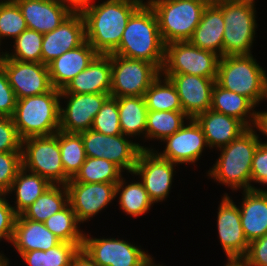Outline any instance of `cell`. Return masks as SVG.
Segmentation results:
<instances>
[{
  "instance_id": "681fc988",
  "label": "cell",
  "mask_w": 267,
  "mask_h": 266,
  "mask_svg": "<svg viewBox=\"0 0 267 266\" xmlns=\"http://www.w3.org/2000/svg\"><path fill=\"white\" fill-rule=\"evenodd\" d=\"M252 128L258 130L262 135L267 136V111H255V120ZM267 144V141L265 142Z\"/></svg>"
},
{
  "instance_id": "db71d44e",
  "label": "cell",
  "mask_w": 267,
  "mask_h": 266,
  "mask_svg": "<svg viewBox=\"0 0 267 266\" xmlns=\"http://www.w3.org/2000/svg\"><path fill=\"white\" fill-rule=\"evenodd\" d=\"M2 253H0V266H9V259Z\"/></svg>"
},
{
  "instance_id": "2e32d148",
  "label": "cell",
  "mask_w": 267,
  "mask_h": 266,
  "mask_svg": "<svg viewBox=\"0 0 267 266\" xmlns=\"http://www.w3.org/2000/svg\"><path fill=\"white\" fill-rule=\"evenodd\" d=\"M110 94L60 93V99L67 100L63 108L60 104V131L66 133H81L91 129L94 117L102 108Z\"/></svg>"
},
{
  "instance_id": "f546056e",
  "label": "cell",
  "mask_w": 267,
  "mask_h": 266,
  "mask_svg": "<svg viewBox=\"0 0 267 266\" xmlns=\"http://www.w3.org/2000/svg\"><path fill=\"white\" fill-rule=\"evenodd\" d=\"M120 128L123 135L145 139L148 109L143 96L118 98Z\"/></svg>"
},
{
  "instance_id": "52a82bcc",
  "label": "cell",
  "mask_w": 267,
  "mask_h": 266,
  "mask_svg": "<svg viewBox=\"0 0 267 266\" xmlns=\"http://www.w3.org/2000/svg\"><path fill=\"white\" fill-rule=\"evenodd\" d=\"M255 0H224L218 6L224 19L223 56L251 55L256 37Z\"/></svg>"
},
{
  "instance_id": "8992f818",
  "label": "cell",
  "mask_w": 267,
  "mask_h": 266,
  "mask_svg": "<svg viewBox=\"0 0 267 266\" xmlns=\"http://www.w3.org/2000/svg\"><path fill=\"white\" fill-rule=\"evenodd\" d=\"M154 10L163 42L189 41L206 8L196 0H148Z\"/></svg>"
},
{
  "instance_id": "1f68e13d",
  "label": "cell",
  "mask_w": 267,
  "mask_h": 266,
  "mask_svg": "<svg viewBox=\"0 0 267 266\" xmlns=\"http://www.w3.org/2000/svg\"><path fill=\"white\" fill-rule=\"evenodd\" d=\"M68 204L66 185H51L22 215L26 219L44 222Z\"/></svg>"
},
{
  "instance_id": "7c38bea8",
  "label": "cell",
  "mask_w": 267,
  "mask_h": 266,
  "mask_svg": "<svg viewBox=\"0 0 267 266\" xmlns=\"http://www.w3.org/2000/svg\"><path fill=\"white\" fill-rule=\"evenodd\" d=\"M81 249L98 266H149L154 261L141 247L118 238H94L84 233Z\"/></svg>"
},
{
  "instance_id": "4dcf8cb0",
  "label": "cell",
  "mask_w": 267,
  "mask_h": 266,
  "mask_svg": "<svg viewBox=\"0 0 267 266\" xmlns=\"http://www.w3.org/2000/svg\"><path fill=\"white\" fill-rule=\"evenodd\" d=\"M122 176L116 183L115 197L119 196L121 210L134 218L142 216L154 203L149 198L141 181L126 182ZM128 183V184H127ZM127 184V185H126ZM119 194V195H118Z\"/></svg>"
},
{
  "instance_id": "ee69618b",
  "label": "cell",
  "mask_w": 267,
  "mask_h": 266,
  "mask_svg": "<svg viewBox=\"0 0 267 266\" xmlns=\"http://www.w3.org/2000/svg\"><path fill=\"white\" fill-rule=\"evenodd\" d=\"M7 192H0V241L5 239L11 242L17 214L6 199Z\"/></svg>"
},
{
  "instance_id": "7402d4cb",
  "label": "cell",
  "mask_w": 267,
  "mask_h": 266,
  "mask_svg": "<svg viewBox=\"0 0 267 266\" xmlns=\"http://www.w3.org/2000/svg\"><path fill=\"white\" fill-rule=\"evenodd\" d=\"M27 27L45 34L57 28L72 13L57 0H14Z\"/></svg>"
},
{
  "instance_id": "6da1fadb",
  "label": "cell",
  "mask_w": 267,
  "mask_h": 266,
  "mask_svg": "<svg viewBox=\"0 0 267 266\" xmlns=\"http://www.w3.org/2000/svg\"><path fill=\"white\" fill-rule=\"evenodd\" d=\"M144 0H106L83 13L86 41L98 54H111L122 39L131 15Z\"/></svg>"
},
{
  "instance_id": "e0dca14e",
  "label": "cell",
  "mask_w": 267,
  "mask_h": 266,
  "mask_svg": "<svg viewBox=\"0 0 267 266\" xmlns=\"http://www.w3.org/2000/svg\"><path fill=\"white\" fill-rule=\"evenodd\" d=\"M217 228L222 249L227 260L243 259L248 251L247 241L242 224L239 206L224 193L217 212Z\"/></svg>"
},
{
  "instance_id": "60d3db41",
  "label": "cell",
  "mask_w": 267,
  "mask_h": 266,
  "mask_svg": "<svg viewBox=\"0 0 267 266\" xmlns=\"http://www.w3.org/2000/svg\"><path fill=\"white\" fill-rule=\"evenodd\" d=\"M91 129L111 136L122 134L119 120L118 98L109 97L104 102L102 108L94 117Z\"/></svg>"
},
{
  "instance_id": "9a60e30c",
  "label": "cell",
  "mask_w": 267,
  "mask_h": 266,
  "mask_svg": "<svg viewBox=\"0 0 267 266\" xmlns=\"http://www.w3.org/2000/svg\"><path fill=\"white\" fill-rule=\"evenodd\" d=\"M68 203L78 222L90 221L114 200L116 183H81L73 178L66 184Z\"/></svg>"
},
{
  "instance_id": "f5cc1de1",
  "label": "cell",
  "mask_w": 267,
  "mask_h": 266,
  "mask_svg": "<svg viewBox=\"0 0 267 266\" xmlns=\"http://www.w3.org/2000/svg\"><path fill=\"white\" fill-rule=\"evenodd\" d=\"M196 1L202 3L205 6H214V5H219L224 0H196Z\"/></svg>"
},
{
  "instance_id": "5b68a950",
  "label": "cell",
  "mask_w": 267,
  "mask_h": 266,
  "mask_svg": "<svg viewBox=\"0 0 267 266\" xmlns=\"http://www.w3.org/2000/svg\"><path fill=\"white\" fill-rule=\"evenodd\" d=\"M60 90L17 99L13 121L23 140L33 136H49L60 128Z\"/></svg>"
},
{
  "instance_id": "11a10c76",
  "label": "cell",
  "mask_w": 267,
  "mask_h": 266,
  "mask_svg": "<svg viewBox=\"0 0 267 266\" xmlns=\"http://www.w3.org/2000/svg\"><path fill=\"white\" fill-rule=\"evenodd\" d=\"M149 266H163V265L160 264L156 265V263L153 261Z\"/></svg>"
},
{
  "instance_id": "d590c367",
  "label": "cell",
  "mask_w": 267,
  "mask_h": 266,
  "mask_svg": "<svg viewBox=\"0 0 267 266\" xmlns=\"http://www.w3.org/2000/svg\"><path fill=\"white\" fill-rule=\"evenodd\" d=\"M122 172L117 165L109 160L86 157L73 179L81 183H117L123 176Z\"/></svg>"
},
{
  "instance_id": "ac0fdd59",
  "label": "cell",
  "mask_w": 267,
  "mask_h": 266,
  "mask_svg": "<svg viewBox=\"0 0 267 266\" xmlns=\"http://www.w3.org/2000/svg\"><path fill=\"white\" fill-rule=\"evenodd\" d=\"M177 132L165 138V150L159 156L175 164L195 163L202 156L204 147H208L205 135L194 118H189Z\"/></svg>"
},
{
  "instance_id": "f1b7e54d",
  "label": "cell",
  "mask_w": 267,
  "mask_h": 266,
  "mask_svg": "<svg viewBox=\"0 0 267 266\" xmlns=\"http://www.w3.org/2000/svg\"><path fill=\"white\" fill-rule=\"evenodd\" d=\"M51 185L47 179L22 167L7 192L8 194L14 192L16 205L12 207L15 213L21 215Z\"/></svg>"
},
{
  "instance_id": "ba28073f",
  "label": "cell",
  "mask_w": 267,
  "mask_h": 266,
  "mask_svg": "<svg viewBox=\"0 0 267 266\" xmlns=\"http://www.w3.org/2000/svg\"><path fill=\"white\" fill-rule=\"evenodd\" d=\"M22 167L47 179L52 185H66L59 147V131L49 136H33L22 140Z\"/></svg>"
},
{
  "instance_id": "f907efd6",
  "label": "cell",
  "mask_w": 267,
  "mask_h": 266,
  "mask_svg": "<svg viewBox=\"0 0 267 266\" xmlns=\"http://www.w3.org/2000/svg\"><path fill=\"white\" fill-rule=\"evenodd\" d=\"M69 266H98L82 249L73 257Z\"/></svg>"
},
{
  "instance_id": "8d00e7d4",
  "label": "cell",
  "mask_w": 267,
  "mask_h": 266,
  "mask_svg": "<svg viewBox=\"0 0 267 266\" xmlns=\"http://www.w3.org/2000/svg\"><path fill=\"white\" fill-rule=\"evenodd\" d=\"M81 248L77 244L61 242L47 250H33L20 256L29 266H69Z\"/></svg>"
},
{
  "instance_id": "83f0119b",
  "label": "cell",
  "mask_w": 267,
  "mask_h": 266,
  "mask_svg": "<svg viewBox=\"0 0 267 266\" xmlns=\"http://www.w3.org/2000/svg\"><path fill=\"white\" fill-rule=\"evenodd\" d=\"M256 106L245 96L224 89L215 83L212 90L211 110L240 120L247 128L255 120Z\"/></svg>"
},
{
  "instance_id": "d6a6232c",
  "label": "cell",
  "mask_w": 267,
  "mask_h": 266,
  "mask_svg": "<svg viewBox=\"0 0 267 266\" xmlns=\"http://www.w3.org/2000/svg\"><path fill=\"white\" fill-rule=\"evenodd\" d=\"M143 97L148 111H183L175 85L162 74L150 85Z\"/></svg>"
},
{
  "instance_id": "ab89813d",
  "label": "cell",
  "mask_w": 267,
  "mask_h": 266,
  "mask_svg": "<svg viewBox=\"0 0 267 266\" xmlns=\"http://www.w3.org/2000/svg\"><path fill=\"white\" fill-rule=\"evenodd\" d=\"M27 24L23 17L20 7L14 0L0 1V46L1 40L18 37L24 30Z\"/></svg>"
},
{
  "instance_id": "f35d334b",
  "label": "cell",
  "mask_w": 267,
  "mask_h": 266,
  "mask_svg": "<svg viewBox=\"0 0 267 266\" xmlns=\"http://www.w3.org/2000/svg\"><path fill=\"white\" fill-rule=\"evenodd\" d=\"M43 34L27 28L14 39L12 53L2 51L5 58L23 62L42 63Z\"/></svg>"
},
{
  "instance_id": "74e56055",
  "label": "cell",
  "mask_w": 267,
  "mask_h": 266,
  "mask_svg": "<svg viewBox=\"0 0 267 266\" xmlns=\"http://www.w3.org/2000/svg\"><path fill=\"white\" fill-rule=\"evenodd\" d=\"M59 147L65 174L72 179L86 160L82 137L77 133H66L59 130Z\"/></svg>"
},
{
  "instance_id": "bcb514c9",
  "label": "cell",
  "mask_w": 267,
  "mask_h": 266,
  "mask_svg": "<svg viewBox=\"0 0 267 266\" xmlns=\"http://www.w3.org/2000/svg\"><path fill=\"white\" fill-rule=\"evenodd\" d=\"M267 185V144L260 141L253 155L251 183Z\"/></svg>"
},
{
  "instance_id": "c3c4849f",
  "label": "cell",
  "mask_w": 267,
  "mask_h": 266,
  "mask_svg": "<svg viewBox=\"0 0 267 266\" xmlns=\"http://www.w3.org/2000/svg\"><path fill=\"white\" fill-rule=\"evenodd\" d=\"M65 6L71 13H83L91 6L93 0H57Z\"/></svg>"
},
{
  "instance_id": "e575fe53",
  "label": "cell",
  "mask_w": 267,
  "mask_h": 266,
  "mask_svg": "<svg viewBox=\"0 0 267 266\" xmlns=\"http://www.w3.org/2000/svg\"><path fill=\"white\" fill-rule=\"evenodd\" d=\"M44 224L62 242L77 244L80 248L82 247L84 231L79 229L80 226L78 225L81 224L69 203L46 219Z\"/></svg>"
},
{
  "instance_id": "9c48e42d",
  "label": "cell",
  "mask_w": 267,
  "mask_h": 266,
  "mask_svg": "<svg viewBox=\"0 0 267 266\" xmlns=\"http://www.w3.org/2000/svg\"><path fill=\"white\" fill-rule=\"evenodd\" d=\"M110 97L144 96L161 70L153 63L111 54Z\"/></svg>"
},
{
  "instance_id": "3957f363",
  "label": "cell",
  "mask_w": 267,
  "mask_h": 266,
  "mask_svg": "<svg viewBox=\"0 0 267 266\" xmlns=\"http://www.w3.org/2000/svg\"><path fill=\"white\" fill-rule=\"evenodd\" d=\"M256 132L249 127L234 141L221 147L220 157L207 172L209 178L236 191L260 190L251 184L253 155L262 140Z\"/></svg>"
},
{
  "instance_id": "44dd1931",
  "label": "cell",
  "mask_w": 267,
  "mask_h": 266,
  "mask_svg": "<svg viewBox=\"0 0 267 266\" xmlns=\"http://www.w3.org/2000/svg\"><path fill=\"white\" fill-rule=\"evenodd\" d=\"M111 54H97L90 64L78 73L60 93L110 94Z\"/></svg>"
},
{
  "instance_id": "d6986e66",
  "label": "cell",
  "mask_w": 267,
  "mask_h": 266,
  "mask_svg": "<svg viewBox=\"0 0 267 266\" xmlns=\"http://www.w3.org/2000/svg\"><path fill=\"white\" fill-rule=\"evenodd\" d=\"M175 85L183 112L189 118L211 109L214 79L192 74H162Z\"/></svg>"
},
{
  "instance_id": "4fadbf2b",
  "label": "cell",
  "mask_w": 267,
  "mask_h": 266,
  "mask_svg": "<svg viewBox=\"0 0 267 266\" xmlns=\"http://www.w3.org/2000/svg\"><path fill=\"white\" fill-rule=\"evenodd\" d=\"M176 165L159 156L154 149H142L132 174L141 177L140 180L153 203L163 202L172 187Z\"/></svg>"
},
{
  "instance_id": "277c9868",
  "label": "cell",
  "mask_w": 267,
  "mask_h": 266,
  "mask_svg": "<svg viewBox=\"0 0 267 266\" xmlns=\"http://www.w3.org/2000/svg\"><path fill=\"white\" fill-rule=\"evenodd\" d=\"M216 83L245 96L255 106L267 99V74L252 54L220 57Z\"/></svg>"
},
{
  "instance_id": "b9f144b4",
  "label": "cell",
  "mask_w": 267,
  "mask_h": 266,
  "mask_svg": "<svg viewBox=\"0 0 267 266\" xmlns=\"http://www.w3.org/2000/svg\"><path fill=\"white\" fill-rule=\"evenodd\" d=\"M22 168L21 152L0 153V192H8Z\"/></svg>"
},
{
  "instance_id": "484cf974",
  "label": "cell",
  "mask_w": 267,
  "mask_h": 266,
  "mask_svg": "<svg viewBox=\"0 0 267 266\" xmlns=\"http://www.w3.org/2000/svg\"><path fill=\"white\" fill-rule=\"evenodd\" d=\"M242 194L241 224L250 243L267 234V190H247Z\"/></svg>"
},
{
  "instance_id": "4316f807",
  "label": "cell",
  "mask_w": 267,
  "mask_h": 266,
  "mask_svg": "<svg viewBox=\"0 0 267 266\" xmlns=\"http://www.w3.org/2000/svg\"><path fill=\"white\" fill-rule=\"evenodd\" d=\"M224 27L222 9L218 5L206 6L189 42L222 57Z\"/></svg>"
},
{
  "instance_id": "7dc6e473",
  "label": "cell",
  "mask_w": 267,
  "mask_h": 266,
  "mask_svg": "<svg viewBox=\"0 0 267 266\" xmlns=\"http://www.w3.org/2000/svg\"><path fill=\"white\" fill-rule=\"evenodd\" d=\"M248 266H267V234L249 243L242 259Z\"/></svg>"
},
{
  "instance_id": "603a6c76",
  "label": "cell",
  "mask_w": 267,
  "mask_h": 266,
  "mask_svg": "<svg viewBox=\"0 0 267 266\" xmlns=\"http://www.w3.org/2000/svg\"><path fill=\"white\" fill-rule=\"evenodd\" d=\"M98 53L85 41L75 49L63 53L48 64L50 80L55 89L63 90L67 84L82 72Z\"/></svg>"
},
{
  "instance_id": "f6af8a7d",
  "label": "cell",
  "mask_w": 267,
  "mask_h": 266,
  "mask_svg": "<svg viewBox=\"0 0 267 266\" xmlns=\"http://www.w3.org/2000/svg\"><path fill=\"white\" fill-rule=\"evenodd\" d=\"M17 98L9 84L7 74L0 64V117H13Z\"/></svg>"
},
{
  "instance_id": "ffe728a7",
  "label": "cell",
  "mask_w": 267,
  "mask_h": 266,
  "mask_svg": "<svg viewBox=\"0 0 267 266\" xmlns=\"http://www.w3.org/2000/svg\"><path fill=\"white\" fill-rule=\"evenodd\" d=\"M85 41L83 15L82 13H72L53 31L43 34L42 64L48 65L63 53L77 48Z\"/></svg>"
},
{
  "instance_id": "8fae6325",
  "label": "cell",
  "mask_w": 267,
  "mask_h": 266,
  "mask_svg": "<svg viewBox=\"0 0 267 266\" xmlns=\"http://www.w3.org/2000/svg\"><path fill=\"white\" fill-rule=\"evenodd\" d=\"M220 57L200 49L189 41L165 45V59L161 74H192L216 81Z\"/></svg>"
},
{
  "instance_id": "7bdbcfd3",
  "label": "cell",
  "mask_w": 267,
  "mask_h": 266,
  "mask_svg": "<svg viewBox=\"0 0 267 266\" xmlns=\"http://www.w3.org/2000/svg\"><path fill=\"white\" fill-rule=\"evenodd\" d=\"M22 139L19 137L12 117H0V153L21 152Z\"/></svg>"
},
{
  "instance_id": "d4e9b609",
  "label": "cell",
  "mask_w": 267,
  "mask_h": 266,
  "mask_svg": "<svg viewBox=\"0 0 267 266\" xmlns=\"http://www.w3.org/2000/svg\"><path fill=\"white\" fill-rule=\"evenodd\" d=\"M61 242L44 222L26 219L22 214L17 215L10 243L20 255L33 250L47 251Z\"/></svg>"
},
{
  "instance_id": "cb8c5ba5",
  "label": "cell",
  "mask_w": 267,
  "mask_h": 266,
  "mask_svg": "<svg viewBox=\"0 0 267 266\" xmlns=\"http://www.w3.org/2000/svg\"><path fill=\"white\" fill-rule=\"evenodd\" d=\"M194 119L200 125L209 148L220 149L247 129L240 120L211 109Z\"/></svg>"
},
{
  "instance_id": "5bb4252c",
  "label": "cell",
  "mask_w": 267,
  "mask_h": 266,
  "mask_svg": "<svg viewBox=\"0 0 267 266\" xmlns=\"http://www.w3.org/2000/svg\"><path fill=\"white\" fill-rule=\"evenodd\" d=\"M0 64L7 74L17 99L45 94L54 88L48 65L9 59L3 55L0 58Z\"/></svg>"
},
{
  "instance_id": "836d02e7",
  "label": "cell",
  "mask_w": 267,
  "mask_h": 266,
  "mask_svg": "<svg viewBox=\"0 0 267 266\" xmlns=\"http://www.w3.org/2000/svg\"><path fill=\"white\" fill-rule=\"evenodd\" d=\"M188 119L183 111H148L145 139L163 141L177 132Z\"/></svg>"
},
{
  "instance_id": "30bf717a",
  "label": "cell",
  "mask_w": 267,
  "mask_h": 266,
  "mask_svg": "<svg viewBox=\"0 0 267 266\" xmlns=\"http://www.w3.org/2000/svg\"><path fill=\"white\" fill-rule=\"evenodd\" d=\"M82 137L86 157L103 158L117 165L123 172L131 173L137 164L142 149L153 150L129 140V136L105 135L92 129L79 133ZM124 169V170H123Z\"/></svg>"
},
{
  "instance_id": "816d5d0a",
  "label": "cell",
  "mask_w": 267,
  "mask_h": 266,
  "mask_svg": "<svg viewBox=\"0 0 267 266\" xmlns=\"http://www.w3.org/2000/svg\"><path fill=\"white\" fill-rule=\"evenodd\" d=\"M225 266H248L242 259H230L227 260Z\"/></svg>"
},
{
  "instance_id": "7a4b0ae2",
  "label": "cell",
  "mask_w": 267,
  "mask_h": 266,
  "mask_svg": "<svg viewBox=\"0 0 267 266\" xmlns=\"http://www.w3.org/2000/svg\"><path fill=\"white\" fill-rule=\"evenodd\" d=\"M111 54L145 60L162 69L165 43L159 31L156 14L147 2L131 15L119 46Z\"/></svg>"
}]
</instances>
